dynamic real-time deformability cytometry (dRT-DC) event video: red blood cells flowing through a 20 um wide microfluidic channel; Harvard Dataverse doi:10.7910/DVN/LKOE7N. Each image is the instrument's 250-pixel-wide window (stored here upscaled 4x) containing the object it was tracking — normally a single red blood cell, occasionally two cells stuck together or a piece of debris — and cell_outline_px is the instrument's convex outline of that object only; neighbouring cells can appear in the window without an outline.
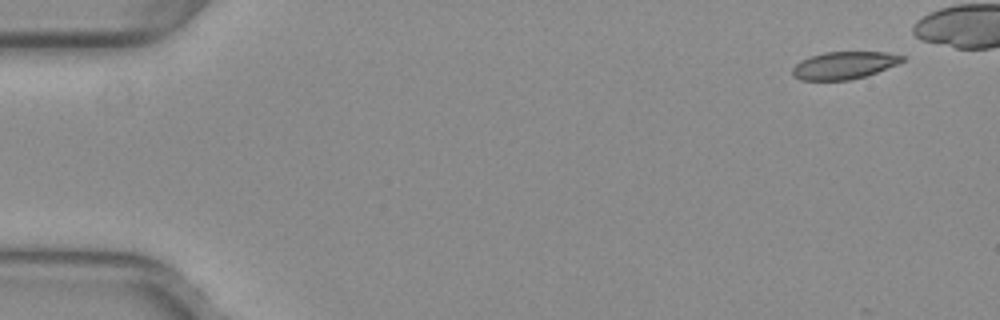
{"species": "common noctule bat (a hibernating species)", "species_latin": "Nyctalus noctula", "temperature_condition": "warm", "stored_images_in_passage": 41, "camera_frame_rate_fps": 3000, "um_per_image_px": 0.085, "animal": {"sex": "female", "body_mass_g": 29.2, "forearm_length_mm": 56.3}, "frame": {"image": 1, "passage_image": 1, "time_ms": 0.0, "image_size_px": [1000, 320], "cell_outline_px": [[904, 60], [896, 64], [876, 72], [864, 76], [848, 80], [800, 80], [792, 76], [792, 68], [800, 60], [824, 52], [888, 52], [904, 56]], "centroid_in_image_um": [71.7, 5.55], "position_along_channel_um": 13.3, "area_um2": 17.4}}
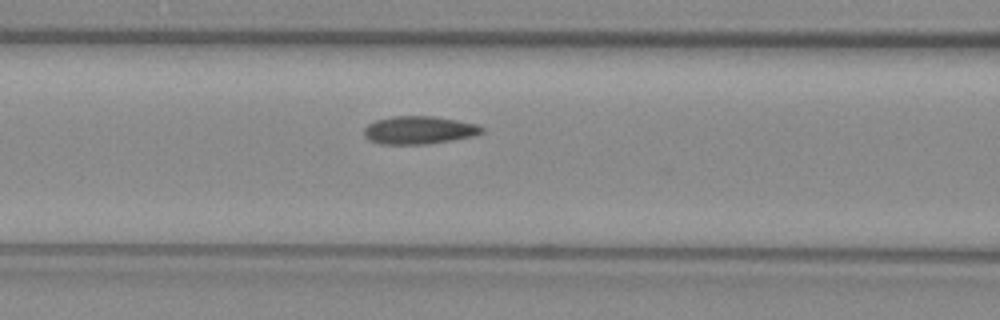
{"frame": {"image": 2, "passage_image": 20, "time_ms": 6.333, "image_size_px": [1000, 320], "cell_outline_px": [[484, 132], [472, 136], [452, 140], [428, 144], [380, 144], [368, 140], [364, 136], [364, 128], [368, 124], [376, 120], [392, 116], [432, 116], [456, 120], [476, 124], [484, 128]], "centroid_in_image_um": [35.59, 11.06], "position_along_channel_um": 131.0, "area_um2": 19.19}}
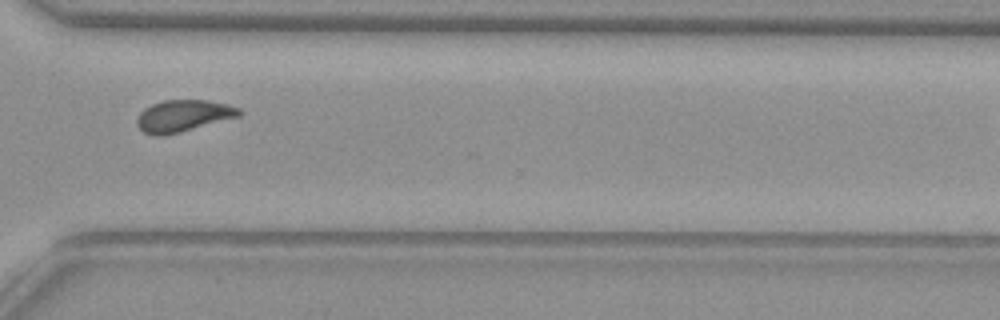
{"frame": {"image": 3, "passage_image": 37, "time_ms": 12.0, "image_size_px": [1000, 320], "cell_outline_px": [[244, 112], [240, 116], [180, 132], [160, 136], [156, 136], [144, 132], [136, 124], [136, 120], [140, 112], [144, 108], [152, 104], [164, 100], [208, 100], [228, 104], [240, 108]], "centroid_in_image_um": [15.59, 9.83], "position_along_channel_um": 355.0, "area_um2": 18.96}}